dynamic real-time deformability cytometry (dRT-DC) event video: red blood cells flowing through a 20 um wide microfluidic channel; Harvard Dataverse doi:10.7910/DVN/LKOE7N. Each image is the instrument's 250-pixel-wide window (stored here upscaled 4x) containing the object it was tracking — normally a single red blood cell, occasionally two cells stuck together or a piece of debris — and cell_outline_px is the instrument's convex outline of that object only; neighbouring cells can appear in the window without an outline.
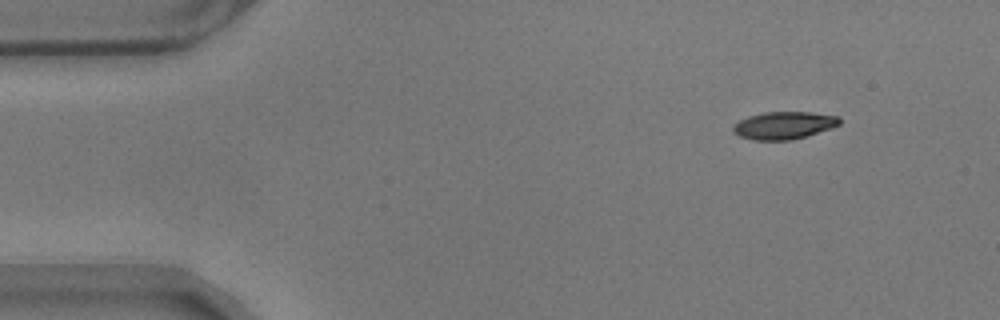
{"species": "common noctule bat (a hibernating species)", "species_latin": "Nyctalus noctula", "temperature_condition": "warm", "stored_images_in_passage": 12, "camera_frame_rate_fps": 3000, "um_per_image_px": 0.085, "animal": {"sex": "male", "body_mass_g": 17.9}, "frame": {"image": 1, "passage_image": 1, "time_ms": 0.0, "image_size_px": [1000, 320], "cell_outline_px": [[840, 124], [832, 128], [808, 136], [792, 140], [752, 140], [740, 136], [732, 132], [732, 128], [740, 120], [748, 116], [764, 112], [812, 112], [840, 116]], "centroid_in_image_um": [66.66, 10.66], "position_along_channel_um": 18.3, "area_um2": 17.22}}
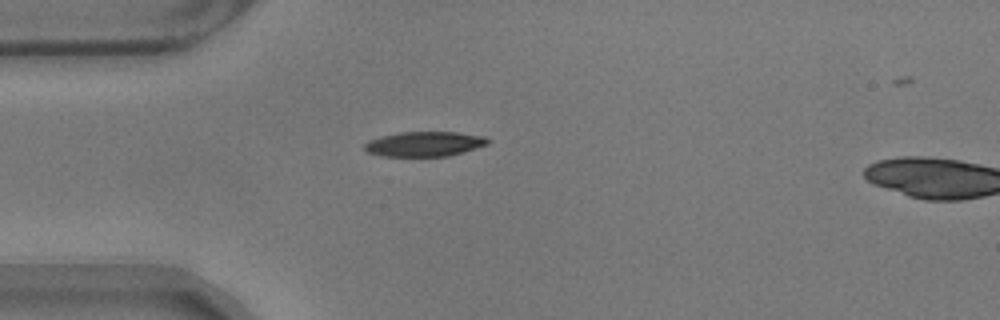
{"frame": {"image": 2, "passage_image": 10, "time_ms": 3.0, "image_size_px": [1000, 320], "cell_outline_px": [[488, 144], [464, 152], [448, 156], [380, 156], [368, 152], [364, 148], [364, 144], [368, 140], [380, 136], [400, 132], [456, 132], [484, 136], [488, 140]], "centroid_in_image_um": [36.05, 12.24], "position_along_channel_um": 49.0, "area_um2": 17.86}}